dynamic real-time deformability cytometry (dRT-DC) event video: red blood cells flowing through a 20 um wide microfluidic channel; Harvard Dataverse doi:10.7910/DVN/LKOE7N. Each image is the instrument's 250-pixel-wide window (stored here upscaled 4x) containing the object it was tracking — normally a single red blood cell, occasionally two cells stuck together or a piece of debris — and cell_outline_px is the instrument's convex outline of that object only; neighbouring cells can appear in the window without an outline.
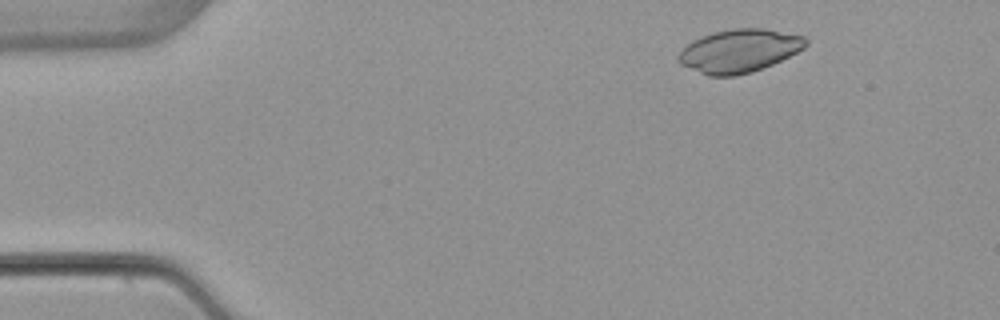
{"species": "common noctule bat (a hibernating species)", "species_latin": "Nyctalus noctula", "temperature_condition": "warm", "stored_images_in_passage": 3, "camera_frame_rate_fps": 3000, "um_per_image_px": 0.085, "animal": {"sex": "female", "body_mass_g": 22.7, "forearm_length_mm": 54.2}, "frame": {"image": 1, "passage_image": 1, "time_ms": 0.0, "image_size_px": [1000, 320], "cell_outline_px": [[808, 44], [804, 48], [772, 64], [752, 72], [736, 76], [708, 76], [680, 64], [676, 60], [676, 56], [680, 48], [692, 40], [716, 32], [732, 28], [764, 28], [804, 36], [808, 40]], "centroid_in_image_um": [62.79, 4.32], "position_along_channel_um": 22.2, "area_um2": 32.14}}